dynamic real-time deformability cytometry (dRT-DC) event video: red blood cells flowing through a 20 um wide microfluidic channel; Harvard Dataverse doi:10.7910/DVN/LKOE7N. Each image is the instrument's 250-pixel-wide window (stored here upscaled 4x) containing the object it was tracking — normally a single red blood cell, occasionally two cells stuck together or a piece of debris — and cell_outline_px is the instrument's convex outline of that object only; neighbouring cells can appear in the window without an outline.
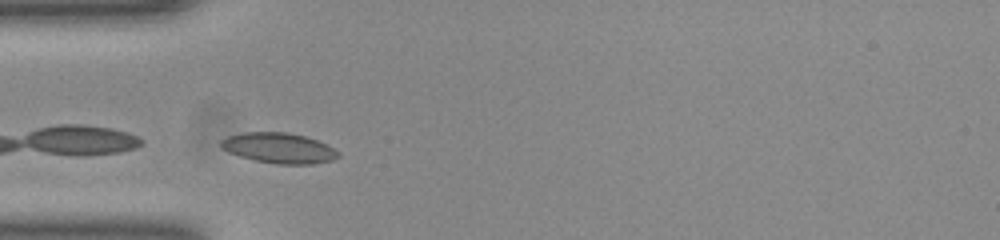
{"species": "common noctule bat (a hibernating species)", "species_latin": "Nyctalus noctula", "temperature_condition": "room temperature", "stored_images_in_passage": 26, "camera_frame_rate_fps": 3000, "um_per_image_px": 0.085, "animal": {"sex": "female", "body_mass_g": 23.0, "forearm_length_mm": 53.4}, "frame": {"image": 1, "passage_image": 1, "time_ms": 0.0, "image_size_px": [1000, 240], "cell_outline_px": [[340, 156], [332, 160], [312, 164], [276, 164], [256, 160], [240, 156], [228, 152], [220, 148], [220, 140], [228, 136], [244, 132], [288, 132], [304, 136], [316, 140], [340, 152]], "centroid_in_image_um": [23.68, 12.58], "position_along_channel_um": 61.3, "area_um2": 20.69}}
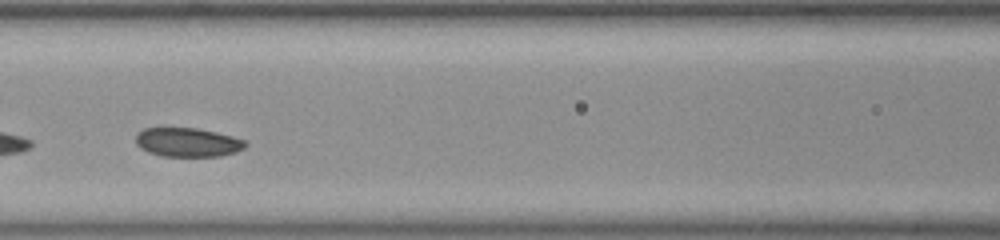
{"frame": {"image": 2, "passage_image": 8, "time_ms": 2.333, "image_size_px": [1000, 240], "cell_outline_px": [[248, 144], [244, 148], [236, 152], [220, 156], [164, 156], [148, 152], [140, 148], [136, 144], [136, 132], [144, 128], [196, 128], [216, 132], [232, 136], [244, 140]], "centroid_in_image_um": [15.94, 12.09], "position_along_channel_um": 150.7, "area_um2": 18.55}, "authors_computed_cell_mechanics": {"area_um2": 19.1896, "velocity_mm_per_s": 3.8815, "shape_relaxation_time_tau1_ms": null, "shape_relaxation_time_tau2_ms": 3.1713, "deformation_change_tau1": null, "deformation_change_tau2": 0.0842}}